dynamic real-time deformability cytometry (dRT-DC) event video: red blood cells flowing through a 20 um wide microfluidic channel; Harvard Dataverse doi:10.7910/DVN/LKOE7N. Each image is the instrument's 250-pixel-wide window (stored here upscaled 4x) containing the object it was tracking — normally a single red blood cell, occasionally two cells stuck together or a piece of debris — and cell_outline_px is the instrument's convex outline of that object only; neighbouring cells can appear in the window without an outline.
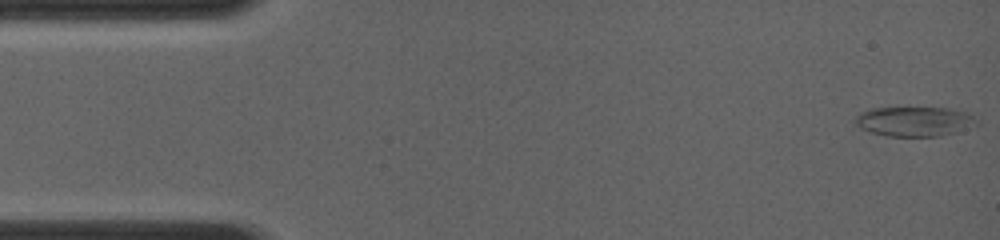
{"species": "common noctule bat (a hibernating species)", "species_latin": "Nyctalus noctula", "temperature_condition": "room temperature", "stored_images_in_passage": 60, "camera_frame_rate_fps": 4000, "um_per_image_px": 0.085, "animal": {"sex": "female", "body_mass_g": 19.0, "forearm_length_mm": 56.7}, "frame": {"image": 1, "passage_image": 1, "time_ms": 0.0, "image_size_px": [1000, 240], "cell_outline_px": [[980, 124], [940, 136], [888, 136], [872, 132], [856, 124], [856, 116], [860, 112], [868, 108], [948, 108], [964, 112], [972, 116]], "centroid_in_image_um": [77.72, 10.31], "position_along_channel_um": 7.3, "area_um2": 20.63}}
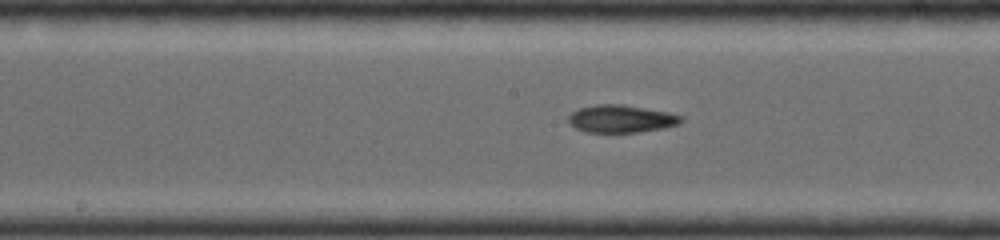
{"frame": {"image": 2, "passage_image": 28, "time_ms": 7.0, "image_size_px": [1000, 240], "cell_outline_px": [[684, 120], [680, 124], [664, 128], [636, 132], [584, 132], [576, 128], [568, 120], [568, 116], [572, 112], [580, 108], [596, 104], [620, 104], [668, 112], [684, 116]], "centroid_in_image_um": [52.83, 10.1], "position_along_channel_um": 195.4, "area_um2": 18.09}}
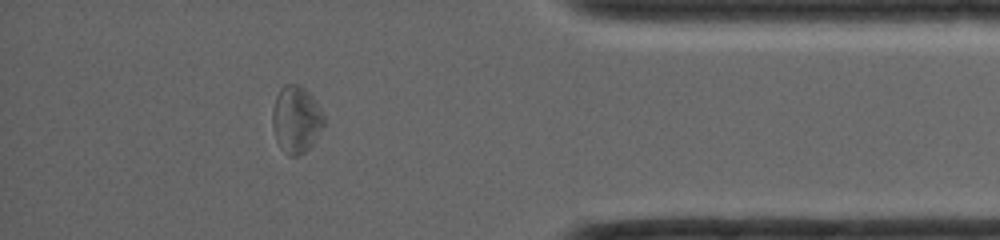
{"frame": {"image": 3, "passage_image": 50, "time_ms": 12.25, "image_size_px": [1000, 240], "cell_outline_px": [[324, 124], [312, 144], [304, 152], [296, 156], [288, 156], [280, 148], [276, 140], [272, 128], [272, 108], [276, 96], [280, 88], [284, 84], [296, 84], [304, 88], [316, 100], [324, 116]], "centroid_in_image_um": [25.14, 10.15], "position_along_channel_um": 410.1, "area_um2": 20.17}}